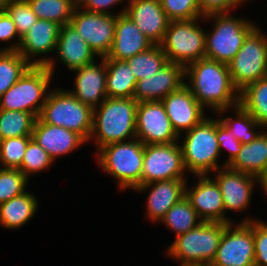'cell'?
Masks as SVG:
<instances>
[{
  "mask_svg": "<svg viewBox=\"0 0 267 266\" xmlns=\"http://www.w3.org/2000/svg\"><path fill=\"white\" fill-rule=\"evenodd\" d=\"M137 81L155 75L165 64L167 56L158 44L126 60Z\"/></svg>",
  "mask_w": 267,
  "mask_h": 266,
  "instance_id": "obj_32",
  "label": "cell"
},
{
  "mask_svg": "<svg viewBox=\"0 0 267 266\" xmlns=\"http://www.w3.org/2000/svg\"><path fill=\"white\" fill-rule=\"evenodd\" d=\"M235 110L236 118L232 117L220 118L219 121L231 131L234 137L246 144L252 142L261 132L256 131L257 128H262L256 119L248 113L240 104L233 107ZM256 128V129H255Z\"/></svg>",
  "mask_w": 267,
  "mask_h": 266,
  "instance_id": "obj_36",
  "label": "cell"
},
{
  "mask_svg": "<svg viewBox=\"0 0 267 266\" xmlns=\"http://www.w3.org/2000/svg\"><path fill=\"white\" fill-rule=\"evenodd\" d=\"M258 184H260L261 189L266 193L267 196V169H265L259 176H258Z\"/></svg>",
  "mask_w": 267,
  "mask_h": 266,
  "instance_id": "obj_46",
  "label": "cell"
},
{
  "mask_svg": "<svg viewBox=\"0 0 267 266\" xmlns=\"http://www.w3.org/2000/svg\"><path fill=\"white\" fill-rule=\"evenodd\" d=\"M216 138L219 143L220 154L223 149L229 152L228 159L223 163L225 166H228L237 156L241 142L219 121V118H216Z\"/></svg>",
  "mask_w": 267,
  "mask_h": 266,
  "instance_id": "obj_41",
  "label": "cell"
},
{
  "mask_svg": "<svg viewBox=\"0 0 267 266\" xmlns=\"http://www.w3.org/2000/svg\"><path fill=\"white\" fill-rule=\"evenodd\" d=\"M52 77L53 74L47 66H31L0 97V109L29 112L38 118L46 101V91Z\"/></svg>",
  "mask_w": 267,
  "mask_h": 266,
  "instance_id": "obj_8",
  "label": "cell"
},
{
  "mask_svg": "<svg viewBox=\"0 0 267 266\" xmlns=\"http://www.w3.org/2000/svg\"><path fill=\"white\" fill-rule=\"evenodd\" d=\"M101 61V65L94 61L74 70L73 72L77 73L75 90H69L76 99L92 109L98 107L107 98V66L104 57H101Z\"/></svg>",
  "mask_w": 267,
  "mask_h": 266,
  "instance_id": "obj_22",
  "label": "cell"
},
{
  "mask_svg": "<svg viewBox=\"0 0 267 266\" xmlns=\"http://www.w3.org/2000/svg\"><path fill=\"white\" fill-rule=\"evenodd\" d=\"M254 220L245 218L235 227H225L211 266H254Z\"/></svg>",
  "mask_w": 267,
  "mask_h": 266,
  "instance_id": "obj_11",
  "label": "cell"
},
{
  "mask_svg": "<svg viewBox=\"0 0 267 266\" xmlns=\"http://www.w3.org/2000/svg\"><path fill=\"white\" fill-rule=\"evenodd\" d=\"M239 104L256 119L262 129L267 130V76L241 90Z\"/></svg>",
  "mask_w": 267,
  "mask_h": 266,
  "instance_id": "obj_29",
  "label": "cell"
},
{
  "mask_svg": "<svg viewBox=\"0 0 267 266\" xmlns=\"http://www.w3.org/2000/svg\"><path fill=\"white\" fill-rule=\"evenodd\" d=\"M137 106L134 98L107 97L93 109L90 139L96 140L98 150L109 144L136 138Z\"/></svg>",
  "mask_w": 267,
  "mask_h": 266,
  "instance_id": "obj_2",
  "label": "cell"
},
{
  "mask_svg": "<svg viewBox=\"0 0 267 266\" xmlns=\"http://www.w3.org/2000/svg\"><path fill=\"white\" fill-rule=\"evenodd\" d=\"M185 78L189 79L185 85L204 108L222 114L239 105V91L232 83L228 64L202 58L185 67Z\"/></svg>",
  "mask_w": 267,
  "mask_h": 266,
  "instance_id": "obj_1",
  "label": "cell"
},
{
  "mask_svg": "<svg viewBox=\"0 0 267 266\" xmlns=\"http://www.w3.org/2000/svg\"><path fill=\"white\" fill-rule=\"evenodd\" d=\"M38 210V202L30 192H24L0 204V224L8 229L24 226Z\"/></svg>",
  "mask_w": 267,
  "mask_h": 266,
  "instance_id": "obj_27",
  "label": "cell"
},
{
  "mask_svg": "<svg viewBox=\"0 0 267 266\" xmlns=\"http://www.w3.org/2000/svg\"><path fill=\"white\" fill-rule=\"evenodd\" d=\"M136 138L144 145L181 141L174 131L161 101L138 102Z\"/></svg>",
  "mask_w": 267,
  "mask_h": 266,
  "instance_id": "obj_14",
  "label": "cell"
},
{
  "mask_svg": "<svg viewBox=\"0 0 267 266\" xmlns=\"http://www.w3.org/2000/svg\"><path fill=\"white\" fill-rule=\"evenodd\" d=\"M185 134L181 149L186 171L195 176L208 175L225 166H220L217 162L220 151L216 138V119L205 117Z\"/></svg>",
  "mask_w": 267,
  "mask_h": 266,
  "instance_id": "obj_6",
  "label": "cell"
},
{
  "mask_svg": "<svg viewBox=\"0 0 267 266\" xmlns=\"http://www.w3.org/2000/svg\"><path fill=\"white\" fill-rule=\"evenodd\" d=\"M60 25L53 21L37 19L29 31L21 37L18 52L32 66H47L53 74L54 60L50 57L44 58L41 55L54 52L56 50ZM46 53V54H45ZM35 60L32 57L39 56Z\"/></svg>",
  "mask_w": 267,
  "mask_h": 266,
  "instance_id": "obj_15",
  "label": "cell"
},
{
  "mask_svg": "<svg viewBox=\"0 0 267 266\" xmlns=\"http://www.w3.org/2000/svg\"><path fill=\"white\" fill-rule=\"evenodd\" d=\"M59 60L74 71L95 61V52L71 23L60 26L56 50Z\"/></svg>",
  "mask_w": 267,
  "mask_h": 266,
  "instance_id": "obj_25",
  "label": "cell"
},
{
  "mask_svg": "<svg viewBox=\"0 0 267 266\" xmlns=\"http://www.w3.org/2000/svg\"><path fill=\"white\" fill-rule=\"evenodd\" d=\"M115 14L91 13L76 6L71 24L87 42L95 54L101 58L110 52L116 29Z\"/></svg>",
  "mask_w": 267,
  "mask_h": 266,
  "instance_id": "obj_13",
  "label": "cell"
},
{
  "mask_svg": "<svg viewBox=\"0 0 267 266\" xmlns=\"http://www.w3.org/2000/svg\"><path fill=\"white\" fill-rule=\"evenodd\" d=\"M28 181L19 169L0 167V204L26 192Z\"/></svg>",
  "mask_w": 267,
  "mask_h": 266,
  "instance_id": "obj_38",
  "label": "cell"
},
{
  "mask_svg": "<svg viewBox=\"0 0 267 266\" xmlns=\"http://www.w3.org/2000/svg\"><path fill=\"white\" fill-rule=\"evenodd\" d=\"M184 78L185 67L168 62L154 76L137 81L133 98L137 102L162 101L186 83Z\"/></svg>",
  "mask_w": 267,
  "mask_h": 266,
  "instance_id": "obj_19",
  "label": "cell"
},
{
  "mask_svg": "<svg viewBox=\"0 0 267 266\" xmlns=\"http://www.w3.org/2000/svg\"><path fill=\"white\" fill-rule=\"evenodd\" d=\"M32 136L13 137L1 140L0 164L3 168L19 169Z\"/></svg>",
  "mask_w": 267,
  "mask_h": 266,
  "instance_id": "obj_37",
  "label": "cell"
},
{
  "mask_svg": "<svg viewBox=\"0 0 267 266\" xmlns=\"http://www.w3.org/2000/svg\"><path fill=\"white\" fill-rule=\"evenodd\" d=\"M36 119L29 112L0 109V139L32 136Z\"/></svg>",
  "mask_w": 267,
  "mask_h": 266,
  "instance_id": "obj_33",
  "label": "cell"
},
{
  "mask_svg": "<svg viewBox=\"0 0 267 266\" xmlns=\"http://www.w3.org/2000/svg\"><path fill=\"white\" fill-rule=\"evenodd\" d=\"M209 19L214 20L215 26L211 34H205V58L228 64L256 26L246 19L232 17L230 12L204 16V21Z\"/></svg>",
  "mask_w": 267,
  "mask_h": 266,
  "instance_id": "obj_7",
  "label": "cell"
},
{
  "mask_svg": "<svg viewBox=\"0 0 267 266\" xmlns=\"http://www.w3.org/2000/svg\"><path fill=\"white\" fill-rule=\"evenodd\" d=\"M126 8L118 14L113 44L104 59L126 61L154 44L136 26L134 21L125 14Z\"/></svg>",
  "mask_w": 267,
  "mask_h": 266,
  "instance_id": "obj_21",
  "label": "cell"
},
{
  "mask_svg": "<svg viewBox=\"0 0 267 266\" xmlns=\"http://www.w3.org/2000/svg\"><path fill=\"white\" fill-rule=\"evenodd\" d=\"M39 118L49 125L76 132L86 142L90 140L93 109L76 99L69 90L49 91Z\"/></svg>",
  "mask_w": 267,
  "mask_h": 266,
  "instance_id": "obj_4",
  "label": "cell"
},
{
  "mask_svg": "<svg viewBox=\"0 0 267 266\" xmlns=\"http://www.w3.org/2000/svg\"><path fill=\"white\" fill-rule=\"evenodd\" d=\"M216 182L221 190L225 212L244 211L249 206L258 177L224 166L216 170Z\"/></svg>",
  "mask_w": 267,
  "mask_h": 266,
  "instance_id": "obj_17",
  "label": "cell"
},
{
  "mask_svg": "<svg viewBox=\"0 0 267 266\" xmlns=\"http://www.w3.org/2000/svg\"><path fill=\"white\" fill-rule=\"evenodd\" d=\"M38 19L49 20L60 26L69 24L76 0H26Z\"/></svg>",
  "mask_w": 267,
  "mask_h": 266,
  "instance_id": "obj_31",
  "label": "cell"
},
{
  "mask_svg": "<svg viewBox=\"0 0 267 266\" xmlns=\"http://www.w3.org/2000/svg\"><path fill=\"white\" fill-rule=\"evenodd\" d=\"M97 155L99 167L118 180L120 189L141 185L144 144L139 139L103 146Z\"/></svg>",
  "mask_w": 267,
  "mask_h": 266,
  "instance_id": "obj_5",
  "label": "cell"
},
{
  "mask_svg": "<svg viewBox=\"0 0 267 266\" xmlns=\"http://www.w3.org/2000/svg\"><path fill=\"white\" fill-rule=\"evenodd\" d=\"M228 67L232 83L239 92L267 76V35L261 33L259 27L247 35Z\"/></svg>",
  "mask_w": 267,
  "mask_h": 266,
  "instance_id": "obj_10",
  "label": "cell"
},
{
  "mask_svg": "<svg viewBox=\"0 0 267 266\" xmlns=\"http://www.w3.org/2000/svg\"><path fill=\"white\" fill-rule=\"evenodd\" d=\"M210 174L198 175V183L192 189H188L186 182L185 196L203 222L233 223L225 215L221 190L216 180L209 177Z\"/></svg>",
  "mask_w": 267,
  "mask_h": 266,
  "instance_id": "obj_16",
  "label": "cell"
},
{
  "mask_svg": "<svg viewBox=\"0 0 267 266\" xmlns=\"http://www.w3.org/2000/svg\"><path fill=\"white\" fill-rule=\"evenodd\" d=\"M189 266H211V265H189Z\"/></svg>",
  "mask_w": 267,
  "mask_h": 266,
  "instance_id": "obj_48",
  "label": "cell"
},
{
  "mask_svg": "<svg viewBox=\"0 0 267 266\" xmlns=\"http://www.w3.org/2000/svg\"><path fill=\"white\" fill-rule=\"evenodd\" d=\"M16 35L18 32L11 17L4 9L0 10V41H11Z\"/></svg>",
  "mask_w": 267,
  "mask_h": 266,
  "instance_id": "obj_45",
  "label": "cell"
},
{
  "mask_svg": "<svg viewBox=\"0 0 267 266\" xmlns=\"http://www.w3.org/2000/svg\"><path fill=\"white\" fill-rule=\"evenodd\" d=\"M6 0H0V10L3 9Z\"/></svg>",
  "mask_w": 267,
  "mask_h": 266,
  "instance_id": "obj_47",
  "label": "cell"
},
{
  "mask_svg": "<svg viewBox=\"0 0 267 266\" xmlns=\"http://www.w3.org/2000/svg\"><path fill=\"white\" fill-rule=\"evenodd\" d=\"M125 0H79L77 6L91 13H101L111 15L108 7L118 5Z\"/></svg>",
  "mask_w": 267,
  "mask_h": 266,
  "instance_id": "obj_44",
  "label": "cell"
},
{
  "mask_svg": "<svg viewBox=\"0 0 267 266\" xmlns=\"http://www.w3.org/2000/svg\"><path fill=\"white\" fill-rule=\"evenodd\" d=\"M254 266H267V223L254 220Z\"/></svg>",
  "mask_w": 267,
  "mask_h": 266,
  "instance_id": "obj_42",
  "label": "cell"
},
{
  "mask_svg": "<svg viewBox=\"0 0 267 266\" xmlns=\"http://www.w3.org/2000/svg\"><path fill=\"white\" fill-rule=\"evenodd\" d=\"M160 222L174 231L178 237L197 227L203 221L198 217L191 202L184 196L166 212Z\"/></svg>",
  "mask_w": 267,
  "mask_h": 266,
  "instance_id": "obj_30",
  "label": "cell"
},
{
  "mask_svg": "<svg viewBox=\"0 0 267 266\" xmlns=\"http://www.w3.org/2000/svg\"><path fill=\"white\" fill-rule=\"evenodd\" d=\"M186 179H171L140 185L138 192L150 188L147 197V215L149 220L160 221L166 212L185 196Z\"/></svg>",
  "mask_w": 267,
  "mask_h": 266,
  "instance_id": "obj_24",
  "label": "cell"
},
{
  "mask_svg": "<svg viewBox=\"0 0 267 266\" xmlns=\"http://www.w3.org/2000/svg\"><path fill=\"white\" fill-rule=\"evenodd\" d=\"M18 51H0V97L31 67Z\"/></svg>",
  "mask_w": 267,
  "mask_h": 266,
  "instance_id": "obj_35",
  "label": "cell"
},
{
  "mask_svg": "<svg viewBox=\"0 0 267 266\" xmlns=\"http://www.w3.org/2000/svg\"><path fill=\"white\" fill-rule=\"evenodd\" d=\"M107 66L106 93L111 98H133L137 78L126 61L104 59Z\"/></svg>",
  "mask_w": 267,
  "mask_h": 266,
  "instance_id": "obj_28",
  "label": "cell"
},
{
  "mask_svg": "<svg viewBox=\"0 0 267 266\" xmlns=\"http://www.w3.org/2000/svg\"><path fill=\"white\" fill-rule=\"evenodd\" d=\"M32 138L53 159L64 156L79 148L86 142L79 134L66 128L44 123L39 117L36 119L32 131Z\"/></svg>",
  "mask_w": 267,
  "mask_h": 266,
  "instance_id": "obj_23",
  "label": "cell"
},
{
  "mask_svg": "<svg viewBox=\"0 0 267 266\" xmlns=\"http://www.w3.org/2000/svg\"><path fill=\"white\" fill-rule=\"evenodd\" d=\"M228 224L202 222L197 227L178 236L167 249V253L172 258L180 260V266L211 265L224 229Z\"/></svg>",
  "mask_w": 267,
  "mask_h": 266,
  "instance_id": "obj_3",
  "label": "cell"
},
{
  "mask_svg": "<svg viewBox=\"0 0 267 266\" xmlns=\"http://www.w3.org/2000/svg\"><path fill=\"white\" fill-rule=\"evenodd\" d=\"M186 169L183 161L181 144L171 142L166 144L144 145L141 185L152 182L186 179Z\"/></svg>",
  "mask_w": 267,
  "mask_h": 266,
  "instance_id": "obj_12",
  "label": "cell"
},
{
  "mask_svg": "<svg viewBox=\"0 0 267 266\" xmlns=\"http://www.w3.org/2000/svg\"><path fill=\"white\" fill-rule=\"evenodd\" d=\"M165 107L171 125L180 137L182 132L191 130L204 117V107L196 100L190 89L184 84L171 92L161 101Z\"/></svg>",
  "mask_w": 267,
  "mask_h": 266,
  "instance_id": "obj_18",
  "label": "cell"
},
{
  "mask_svg": "<svg viewBox=\"0 0 267 266\" xmlns=\"http://www.w3.org/2000/svg\"><path fill=\"white\" fill-rule=\"evenodd\" d=\"M200 19L170 21L159 44L168 62L186 67L205 58V34L197 22Z\"/></svg>",
  "mask_w": 267,
  "mask_h": 266,
  "instance_id": "obj_9",
  "label": "cell"
},
{
  "mask_svg": "<svg viewBox=\"0 0 267 266\" xmlns=\"http://www.w3.org/2000/svg\"><path fill=\"white\" fill-rule=\"evenodd\" d=\"M169 21L201 19L198 0H160Z\"/></svg>",
  "mask_w": 267,
  "mask_h": 266,
  "instance_id": "obj_40",
  "label": "cell"
},
{
  "mask_svg": "<svg viewBox=\"0 0 267 266\" xmlns=\"http://www.w3.org/2000/svg\"><path fill=\"white\" fill-rule=\"evenodd\" d=\"M3 9L8 13L16 26L18 42L7 47L5 46V48H0V51H17L21 37L29 31L38 18L26 0H6Z\"/></svg>",
  "mask_w": 267,
  "mask_h": 266,
  "instance_id": "obj_34",
  "label": "cell"
},
{
  "mask_svg": "<svg viewBox=\"0 0 267 266\" xmlns=\"http://www.w3.org/2000/svg\"><path fill=\"white\" fill-rule=\"evenodd\" d=\"M53 162L49 154L31 138L19 170L29 179V175L47 169Z\"/></svg>",
  "mask_w": 267,
  "mask_h": 266,
  "instance_id": "obj_39",
  "label": "cell"
},
{
  "mask_svg": "<svg viewBox=\"0 0 267 266\" xmlns=\"http://www.w3.org/2000/svg\"><path fill=\"white\" fill-rule=\"evenodd\" d=\"M229 168L258 177L267 169V131L261 133L250 143L241 144Z\"/></svg>",
  "mask_w": 267,
  "mask_h": 266,
  "instance_id": "obj_26",
  "label": "cell"
},
{
  "mask_svg": "<svg viewBox=\"0 0 267 266\" xmlns=\"http://www.w3.org/2000/svg\"><path fill=\"white\" fill-rule=\"evenodd\" d=\"M128 4L125 14L153 44L159 45L170 22L160 0H129Z\"/></svg>",
  "mask_w": 267,
  "mask_h": 266,
  "instance_id": "obj_20",
  "label": "cell"
},
{
  "mask_svg": "<svg viewBox=\"0 0 267 266\" xmlns=\"http://www.w3.org/2000/svg\"><path fill=\"white\" fill-rule=\"evenodd\" d=\"M199 8L203 16L212 13H227L240 4L246 2V0H198ZM231 9V10H230Z\"/></svg>",
  "mask_w": 267,
  "mask_h": 266,
  "instance_id": "obj_43",
  "label": "cell"
}]
</instances>
